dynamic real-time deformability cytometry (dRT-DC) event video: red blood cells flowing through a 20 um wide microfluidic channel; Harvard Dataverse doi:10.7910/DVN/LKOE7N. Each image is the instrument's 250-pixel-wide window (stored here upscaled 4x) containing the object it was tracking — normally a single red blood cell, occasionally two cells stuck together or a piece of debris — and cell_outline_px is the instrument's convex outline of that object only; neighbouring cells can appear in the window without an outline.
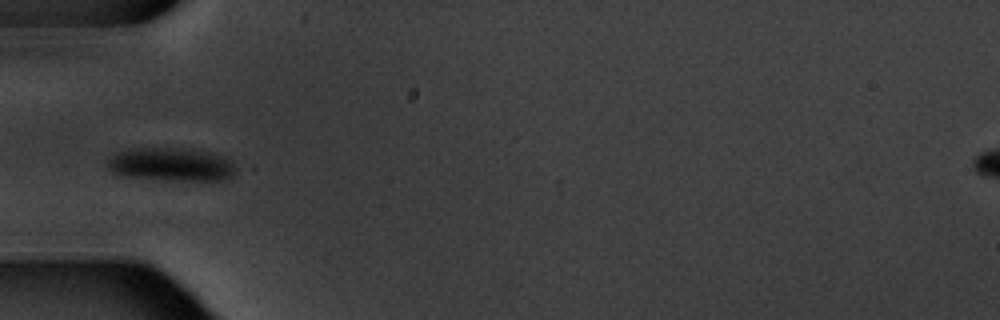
{"species": "common noctule bat (a hibernating species)", "species_latin": "Nyctalus noctula", "temperature_condition": "warm", "stored_images_in_passage": 8, "camera_frame_rate_fps": 3000, "um_per_image_px": 0.085, "animal": {"sex": "male", "body_mass_g": 20.1, "forearm_length_mm": 53.5}, "frame": {"image": 1, "passage_image": 5, "time_ms": 4.667, "image_size_px": [1000, 320], "cell_outline_px": [[236, 168], [232, 176], [220, 180], [164, 180], [120, 176], [112, 172], [108, 168], [108, 160], [116, 152], [136, 148], [192, 148], [212, 152], [232, 160]], "centroid_in_image_um": [14.56, 13.97], "position_along_channel_um": 70.4, "area_um2": 25.26}}
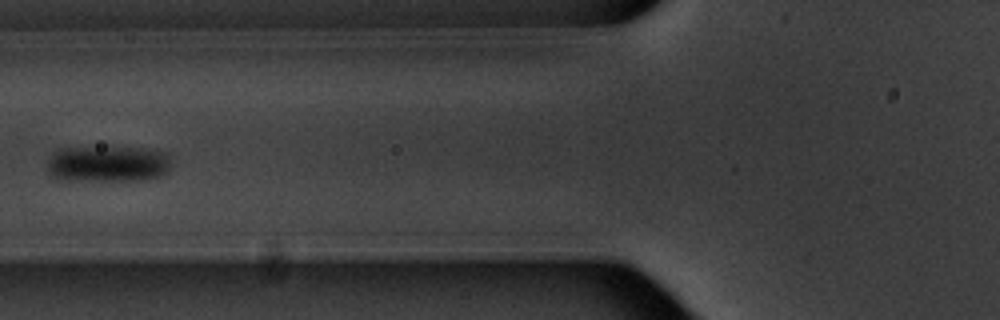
{"frame": {"image": 2, "passage_image": 6, "time_ms": 6.0, "image_size_px": [1000, 320], "cell_outline_px": [[168, 172], [164, 176], [148, 180], [56, 180], [48, 172], [48, 160], [56, 148], [108, 144], [152, 148], [168, 152]], "centroid_in_image_um": [9.16, 13.86], "position_along_channel_um": 116.6, "area_um2": 27.92}}